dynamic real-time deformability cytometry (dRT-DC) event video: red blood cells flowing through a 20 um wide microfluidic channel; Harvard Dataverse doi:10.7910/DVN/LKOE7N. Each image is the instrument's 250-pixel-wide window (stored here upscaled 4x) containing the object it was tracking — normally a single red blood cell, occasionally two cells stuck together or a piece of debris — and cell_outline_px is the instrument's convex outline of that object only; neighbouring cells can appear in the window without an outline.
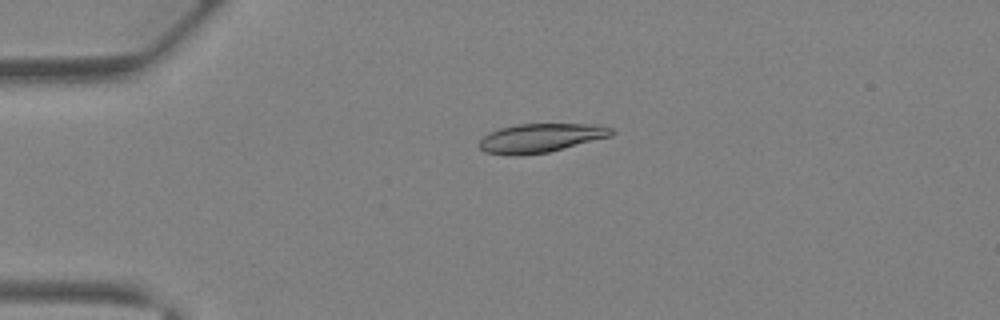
{"species": "Egyptian fruit bat (a non-hibernating species)", "species_latin": "Rousettus aegyptiacus", "temperature_condition": "warm", "stored_images_in_passage": 34, "camera_frame_rate_fps": 3000, "um_per_image_px": 0.085, "animal": {"sex": "female"}, "frame": {"image": 1, "passage_image": 3, "time_ms": 0.667, "image_size_px": [1000, 320], "cell_outline_px": [[616, 132], [612, 136], [548, 152], [520, 156], [512, 156], [484, 152], [476, 144], [488, 132], [500, 128], [516, 124], [596, 124], [612, 128]], "centroid_in_image_um": [45.93, 11.73], "position_along_channel_um": 39.1, "area_um2": 22.54}}
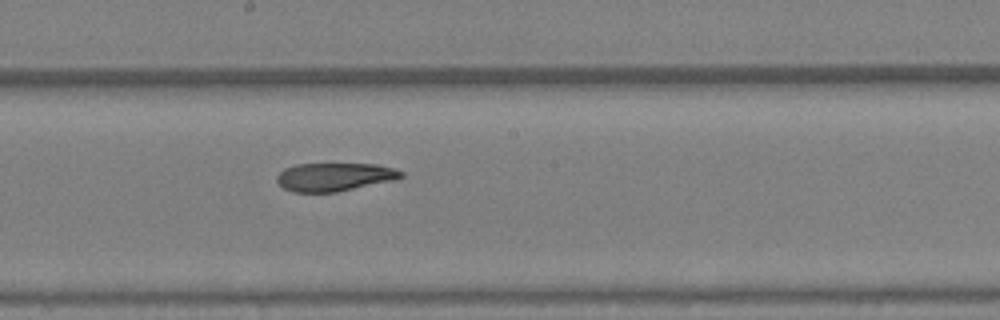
{"frame": {"image": 2, "passage_image": 16, "time_ms": 5.0, "image_size_px": [1000, 320], "cell_outline_px": [[404, 176], [396, 180], [336, 192], [292, 192], [284, 188], [276, 180], [276, 176], [284, 168], [296, 164], [376, 164], [396, 168], [404, 172]], "centroid_in_image_um": [28.46, 15.03], "position_along_channel_um": 219.7, "area_um2": 20.63}}
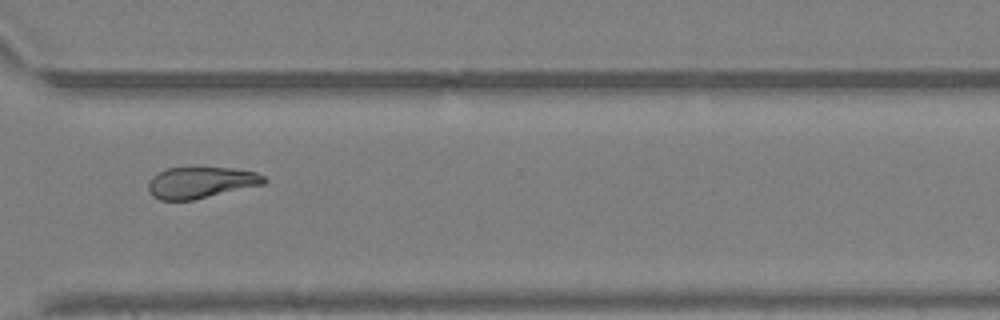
{"frame": {"image": 3, "passage_image": 24, "time_ms": 7.667, "image_size_px": [1000, 320], "cell_outline_px": [[268, 180], [264, 184], [192, 200], [160, 200], [152, 196], [148, 188], [148, 180], [152, 176], [168, 168], [232, 168], [256, 172], [264, 176]], "centroid_in_image_um": [17.06, 15.52], "position_along_channel_um": 353.5, "area_um2": 20.98}}